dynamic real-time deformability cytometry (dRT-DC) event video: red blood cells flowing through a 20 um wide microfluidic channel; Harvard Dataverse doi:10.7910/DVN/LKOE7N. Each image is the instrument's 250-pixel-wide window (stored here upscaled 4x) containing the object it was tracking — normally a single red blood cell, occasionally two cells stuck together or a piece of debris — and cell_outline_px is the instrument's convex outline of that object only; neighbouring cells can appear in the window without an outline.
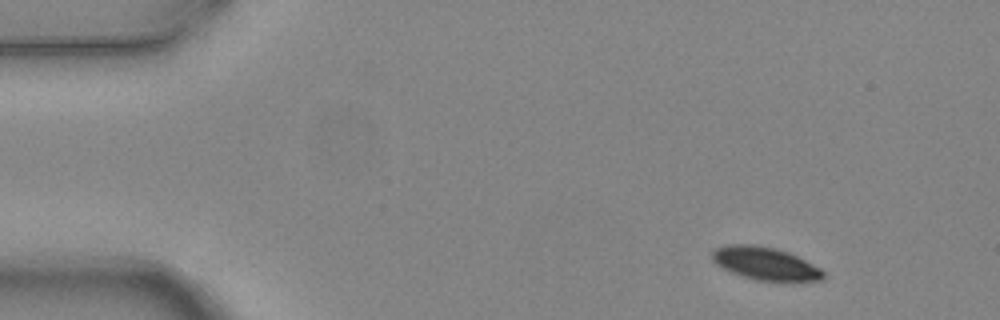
{"species": "common noctule bat (a hibernating species)", "species_latin": "Nyctalus noctula", "temperature_condition": "warm", "stored_images_in_passage": 6, "camera_frame_rate_fps": 3000, "um_per_image_px": 0.085, "animal": {"sex": "female", "body_mass_g": 24.6, "forearm_length_mm": 56.2}, "frame": {"image": 1, "passage_image": 1, "time_ms": 0.0, "image_size_px": [1000, 320], "cell_outline_px": [[824, 280], [780, 284], [756, 280], [732, 272], [716, 264], [712, 260], [712, 252], [716, 248], [728, 244], [756, 244], [776, 248], [788, 252], [820, 268], [824, 272]], "centroid_in_image_um": [65.1, 22.44], "position_along_channel_um": 19.9, "area_um2": 21.91}}
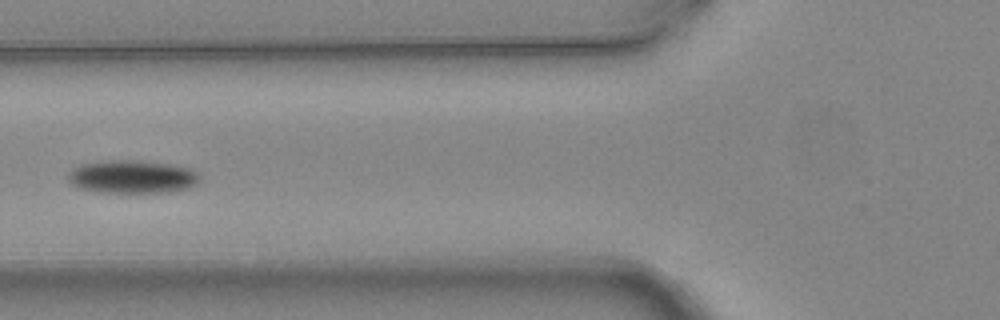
{"frame": {"image": 2, "passage_image": 5, "time_ms": 1.333, "image_size_px": [1000, 320], "cell_outline_px": [[200, 180], [196, 184], [188, 188], [168, 192], [100, 192], [80, 188], [72, 184], [68, 180], [68, 176], [80, 164], [100, 160], [136, 160], [168, 164], [192, 168], [200, 176]], "centroid_in_image_um": [11.27, 15.02], "position_along_channel_um": 114.5, "area_um2": 25.32}}
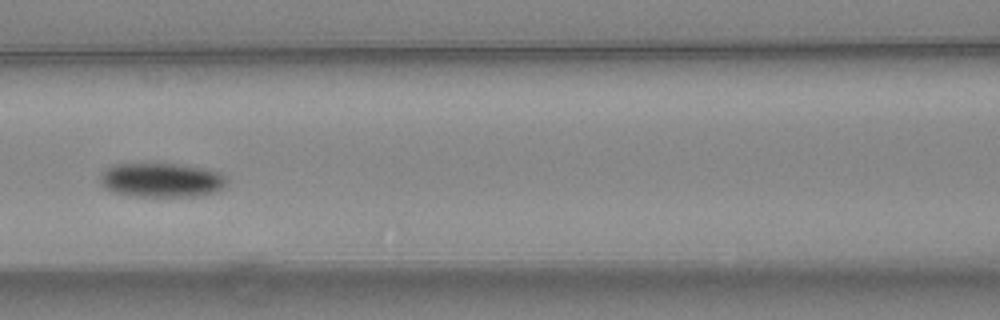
{"frame": {"image": 3, "passage_image": 6, "time_ms": 1.667, "image_size_px": [1000, 320], "cell_outline_px": [[228, 184], [224, 188], [216, 192], [200, 196], [132, 196], [112, 192], [104, 188], [100, 184], [100, 172], [104, 168], [112, 164], [176, 164], [204, 168], [220, 172], [228, 180]], "centroid_in_image_um": [13.71, 15.31], "position_along_channel_um": 152.9, "area_um2": 25.72}}